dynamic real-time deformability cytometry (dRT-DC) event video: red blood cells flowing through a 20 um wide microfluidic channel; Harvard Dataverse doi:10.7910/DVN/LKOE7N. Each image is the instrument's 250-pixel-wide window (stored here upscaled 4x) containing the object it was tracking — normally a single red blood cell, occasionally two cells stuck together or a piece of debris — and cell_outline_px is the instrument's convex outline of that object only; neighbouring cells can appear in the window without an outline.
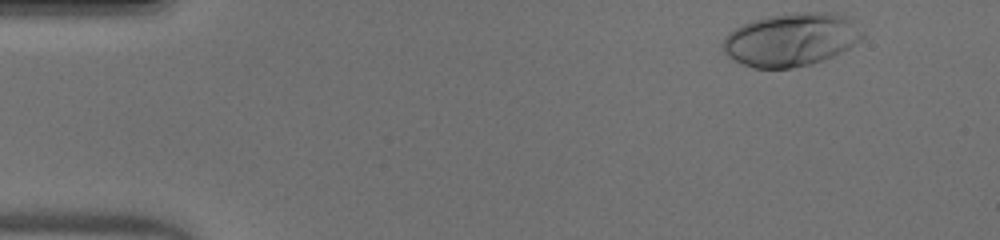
{"species": "human", "species_latin": "Homo sapiens", "temperature_condition": "warm", "stored_images_in_passage": 38, "camera_frame_rate_fps": 3000, "um_per_image_px": 0.085, "donor": {"sex": "male"}, "frame": {"image": 1, "passage_image": 1, "time_ms": 0.0, "image_size_px": [1000, 240], "cell_outline_px": [[864, 36], [860, 40], [848, 48], [824, 60], [792, 68], [752, 68], [728, 56], [724, 52], [720, 44], [724, 36], [728, 32], [752, 20], [768, 16], [808, 12], [832, 12], [848, 16], [864, 32]], "centroid_in_image_um": [67.24, 3.36], "position_along_channel_um": 17.8, "area_um2": 43.18}}
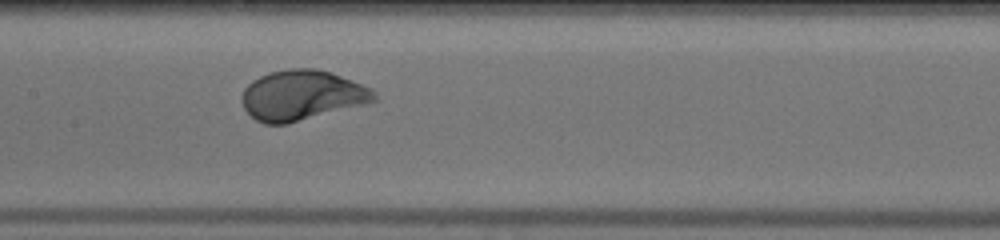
{"frame": {"image": 2, "passage_image": 21, "time_ms": 6.667, "image_size_px": [1000, 240], "cell_outline_px": [[376, 100], [364, 104], [288, 124], [264, 124], [256, 120], [244, 108], [240, 100], [240, 96], [244, 88], [252, 80], [260, 76], [272, 72], [288, 68], [316, 68], [332, 72], [372, 88], [376, 92]], "centroid_in_image_um": [25.64, 8.09], "position_along_channel_um": 181.8, "area_um2": 38.78}}
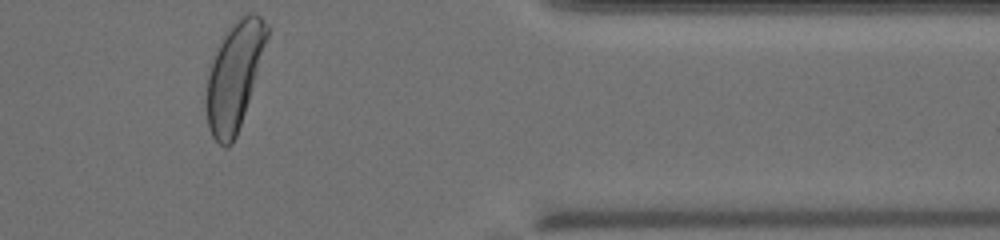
{"frame": {"image": 3, "passage_image": 38, "time_ms": 12.333, "image_size_px": [1000, 240], "cell_outline_px": [[268, 36], [248, 100], [236, 136], [232, 144], [224, 148], [212, 136], [208, 128], [204, 104], [204, 100], [208, 68], [224, 36], [232, 24], [244, 12], [256, 12], [268, 24]], "centroid_in_image_um": [19.87, 6.45], "position_along_channel_um": 391.5, "area_um2": 37.69}, "authors_computed_cell_mechanics": {"area_um2": 38.0035, "velocity_mm_per_s": 4.0855, "shape_relaxation_time_tau1_ms": 2.1655, "shape_relaxation_time_tau2_ms": null, "deformation_change_tau1": 0.201, "deformation_change_tau2": null}}